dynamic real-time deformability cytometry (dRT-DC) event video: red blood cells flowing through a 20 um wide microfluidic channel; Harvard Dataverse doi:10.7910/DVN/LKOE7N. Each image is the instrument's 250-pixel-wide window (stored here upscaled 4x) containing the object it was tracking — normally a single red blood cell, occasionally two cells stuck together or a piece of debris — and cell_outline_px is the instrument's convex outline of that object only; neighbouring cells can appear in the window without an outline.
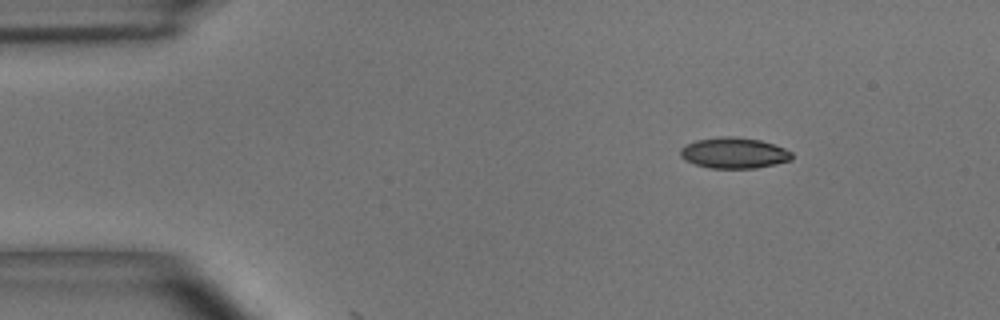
{"species": "common noctule bat (a hibernating species)", "species_latin": "Nyctalus noctula", "temperature_condition": "room temperature", "stored_images_in_passage": 3, "camera_frame_rate_fps": 3000, "um_per_image_px": 0.085, "animal": {"sex": "male", "body_mass_g": 15.6}, "frame": {"image": 1, "passage_image": 1, "time_ms": 0.0, "image_size_px": [1000, 320], "cell_outline_px": [[792, 160], [776, 164], [756, 168], [708, 168], [684, 160], [680, 156], [680, 148], [696, 140], [720, 136], [736, 136], [760, 140], [784, 148], [792, 152]], "centroid_in_image_um": [62.39, 13.0], "position_along_channel_um": 22.6, "area_um2": 20.11}}